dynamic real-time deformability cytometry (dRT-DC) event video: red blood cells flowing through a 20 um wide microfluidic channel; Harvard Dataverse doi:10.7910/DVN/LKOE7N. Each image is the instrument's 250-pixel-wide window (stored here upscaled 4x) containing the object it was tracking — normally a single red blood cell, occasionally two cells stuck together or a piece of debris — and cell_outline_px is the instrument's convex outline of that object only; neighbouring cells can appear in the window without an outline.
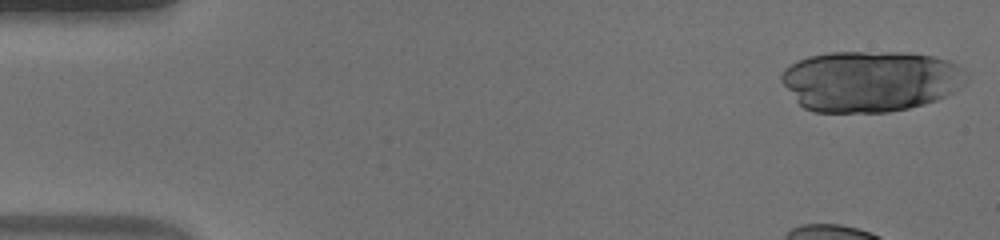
{"species": "human", "species_latin": "Homo sapiens", "temperature_condition": "warm", "stored_images_in_passage": 16, "camera_frame_rate_fps": 3000, "um_per_image_px": 0.085, "donor": {"sex": "male"}, "frame": {"image": 1, "passage_image": 1, "time_ms": 0.0, "image_size_px": [1000, 240], "cell_outline_px": [[968, 76], [952, 92], [936, 100], [924, 104], [908, 108], [888, 112], [812, 112], [804, 108], [796, 100], [780, 80], [780, 76], [784, 68], [808, 56], [828, 52], [908, 52], [932, 56], [948, 60], [964, 68]], "centroid_in_image_um": [73.96, 6.88], "position_along_channel_um": 11.0, "area_um2": 65.83}}